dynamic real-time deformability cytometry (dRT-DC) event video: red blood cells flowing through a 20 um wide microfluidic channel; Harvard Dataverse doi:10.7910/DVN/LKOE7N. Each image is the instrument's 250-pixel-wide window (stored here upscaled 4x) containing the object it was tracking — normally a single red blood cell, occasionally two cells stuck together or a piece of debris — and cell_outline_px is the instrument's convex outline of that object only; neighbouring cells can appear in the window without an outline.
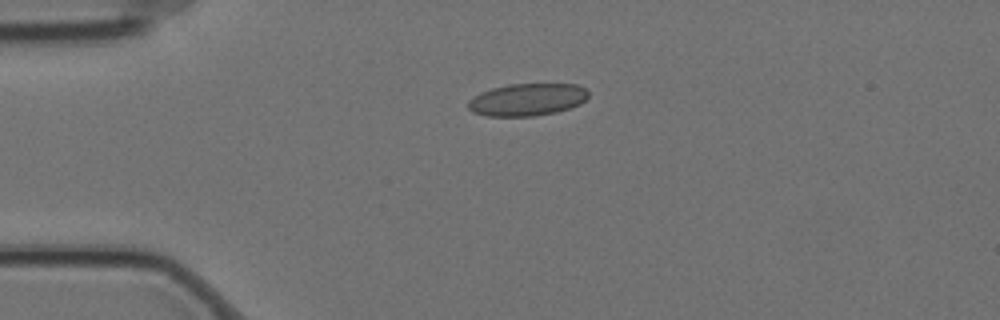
{"species": "Egyptian fruit bat (a non-hibernating species)", "species_latin": "Rousettus aegyptiacus", "temperature_condition": "cold", "stored_images_in_passage": 2, "camera_frame_rate_fps": 3000, "um_per_image_px": 0.085, "animal": {"sex": "female"}, "frame": {"image": 1, "passage_image": 2, "time_ms": 0.333, "image_size_px": [1000, 320], "cell_outline_px": [[588, 96], [580, 104], [556, 112], [536, 116], [488, 116], [472, 112], [468, 108], [468, 100], [480, 92], [492, 88], [508, 84], [576, 84], [584, 88], [588, 92]], "centroid_in_image_um": [44.79, 8.47], "position_along_channel_um": 40.2, "area_um2": 22.66}}